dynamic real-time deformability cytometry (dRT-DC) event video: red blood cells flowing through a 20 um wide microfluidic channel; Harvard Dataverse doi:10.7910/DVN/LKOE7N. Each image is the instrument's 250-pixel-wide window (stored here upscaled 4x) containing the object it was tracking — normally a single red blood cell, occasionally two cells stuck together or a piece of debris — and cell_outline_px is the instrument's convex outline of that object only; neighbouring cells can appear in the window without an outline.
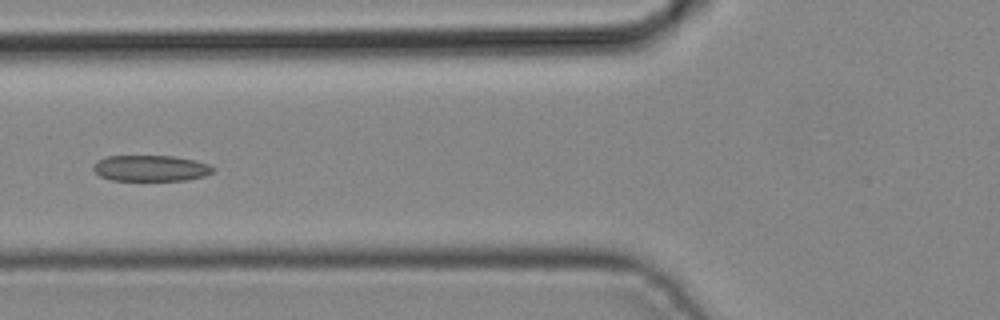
{"species": "common noctule bat (a hibernating species)", "species_latin": "Nyctalus noctula", "temperature_condition": "cold", "stored_images_in_passage": 6, "camera_frame_rate_fps": 3000, "um_per_image_px": 0.085, "animal": {"sex": "male", "body_mass_g": 19.2, "forearm_length_mm": 51.8}, "frame": {"image": 1, "passage_image": 6, "time_ms": 1.667, "image_size_px": [1000, 320], "cell_outline_px": [[216, 168], [212, 172], [204, 176], [184, 180], [112, 180], [100, 176], [92, 168], [92, 164], [96, 160], [108, 156], [172, 156], [196, 160], [208, 164]], "centroid_in_image_um": [12.79, 14.29], "position_along_channel_um": 113.0, "area_um2": 18.15}}